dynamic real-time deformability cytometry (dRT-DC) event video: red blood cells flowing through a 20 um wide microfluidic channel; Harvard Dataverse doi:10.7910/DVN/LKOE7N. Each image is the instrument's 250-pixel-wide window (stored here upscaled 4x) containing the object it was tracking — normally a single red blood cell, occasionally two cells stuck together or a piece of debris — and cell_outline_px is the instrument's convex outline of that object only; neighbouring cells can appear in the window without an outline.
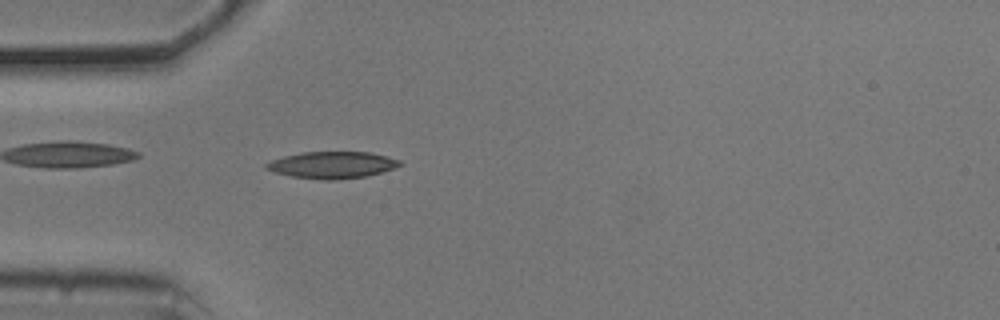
{"species": "common noctule bat (a hibernating species)", "species_latin": "Nyctalus noctula", "temperature_condition": "cold", "stored_images_in_passage": 53, "camera_frame_rate_fps": 3000, "um_per_image_px": 0.085, "animal": {"sex": "male", "body_mass_g": 20.5, "forearm_length_mm": 52.5}, "frame": {"image": 1, "passage_image": 15, "time_ms": 4.667, "image_size_px": [1000, 320], "cell_outline_px": [[404, 164], [368, 176], [336, 180], [324, 180], [292, 176], [276, 172], [264, 168], [264, 164], [272, 160], [284, 156], [300, 152], [368, 152], [388, 156], [400, 160]], "centroid_in_image_um": [28.24, 14.02], "position_along_channel_um": 56.8, "area_um2": 20.81}}
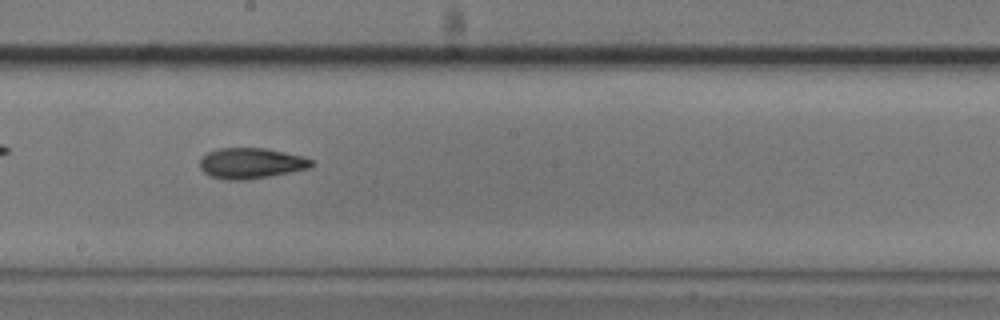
{"frame": {"image": 2, "passage_image": 29, "time_ms": 9.333, "image_size_px": [1000, 320], "cell_outline_px": [[312, 164], [308, 168], [248, 180], [224, 180], [208, 176], [200, 168], [200, 156], [216, 148], [264, 148], [300, 156], [312, 160]], "centroid_in_image_um": [21.23, 13.88], "position_along_channel_um": 227.0, "area_um2": 19.83}}
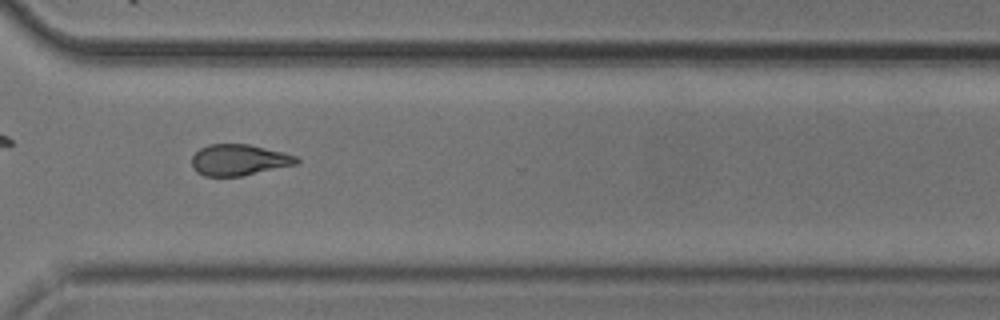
{"frame": {"image": 3, "passage_image": 39, "time_ms": 12.667, "image_size_px": [1000, 320], "cell_outline_px": [[300, 160], [296, 164], [240, 176], [204, 176], [196, 172], [192, 168], [192, 156], [200, 148], [208, 144], [248, 144], [296, 156]], "centroid_in_image_um": [20.25, 13.6], "position_along_channel_um": 350.4, "area_um2": 18.79}, "authors_computed_cell_mechanics": {"area_um2": 19.7098, "velocity_mm_per_s": 3.7235, "shape_relaxation_time_tau1_ms": 5.3892, "shape_relaxation_time_tau2_ms": 6.1913, "deformation_change_tau1": 0.1429, "deformation_change_tau2": 0.1557}}